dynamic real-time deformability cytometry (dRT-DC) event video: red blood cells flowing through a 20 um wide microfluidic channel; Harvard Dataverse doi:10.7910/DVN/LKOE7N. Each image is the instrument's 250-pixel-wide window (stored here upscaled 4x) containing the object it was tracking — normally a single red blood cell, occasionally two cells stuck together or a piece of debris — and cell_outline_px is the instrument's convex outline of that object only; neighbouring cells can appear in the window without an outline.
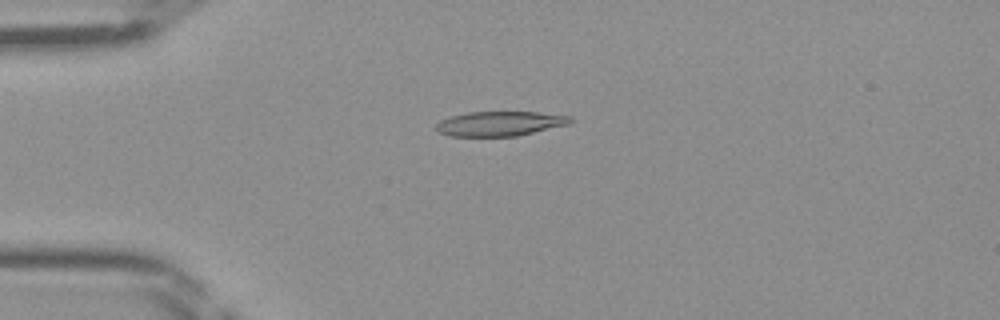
{"species": "Egyptian fruit bat (a non-hibernating species)", "species_latin": "Rousettus aegyptiacus", "temperature_condition": "room temperature", "stored_images_in_passage": 46, "camera_frame_rate_fps": 3000, "um_per_image_px": 0.085, "frame": {"image": 1, "passage_image": 12, "time_ms": 3.667, "image_size_px": [1000, 320], "cell_outline_px": [[576, 120], [568, 124], [516, 136], [448, 136], [436, 132], [436, 124], [440, 120], [452, 116], [468, 112], [540, 112], [572, 116]], "centroid_in_image_um": [42.49, 10.5], "position_along_channel_um": 42.5, "area_um2": 19.36}}
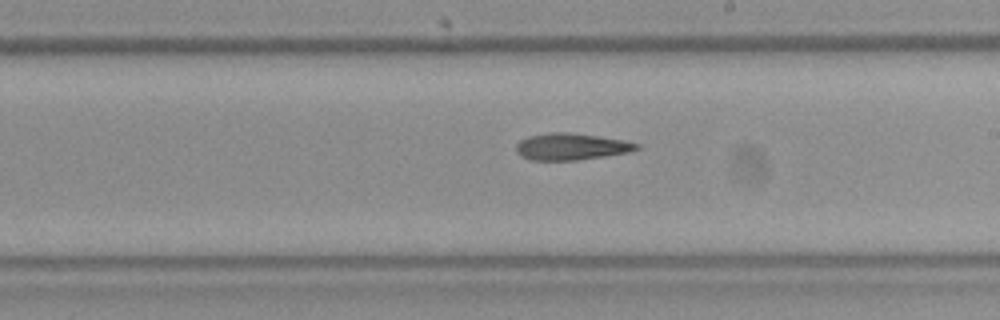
{"frame": {"image": 2, "passage_image": 27, "time_ms": 8.667, "image_size_px": [1000, 320], "cell_outline_px": [[640, 148], [628, 152], [604, 156], [576, 160], [528, 160], [520, 156], [516, 152], [516, 144], [520, 140], [528, 136], [552, 132], [568, 132], [624, 140], [640, 144]], "centroid_in_image_um": [48.51, 12.46], "position_along_channel_um": 240.5, "area_um2": 18.73}}
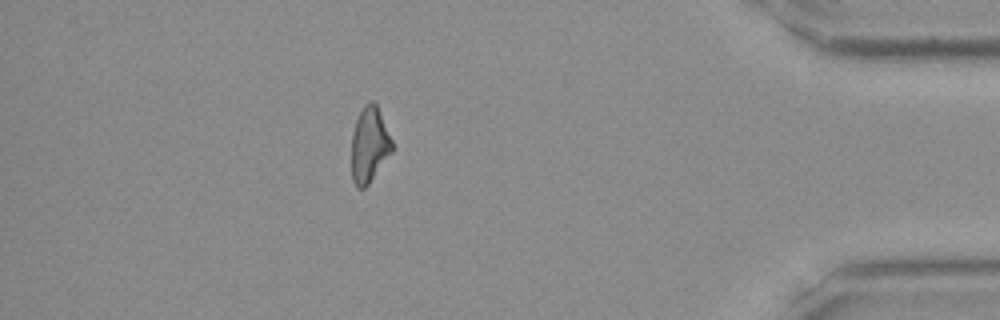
{"frame": {"image": 3, "passage_image": 41, "time_ms": 13.333, "image_size_px": [1000, 320], "cell_outline_px": [[392, 152], [368, 184], [364, 188], [356, 188], [352, 180], [352, 132], [356, 120], [364, 104], [372, 100], [376, 104], [392, 140]], "centroid_in_image_um": [31.38, 12.32], "position_along_channel_um": 403.8, "area_um2": 17.63}}